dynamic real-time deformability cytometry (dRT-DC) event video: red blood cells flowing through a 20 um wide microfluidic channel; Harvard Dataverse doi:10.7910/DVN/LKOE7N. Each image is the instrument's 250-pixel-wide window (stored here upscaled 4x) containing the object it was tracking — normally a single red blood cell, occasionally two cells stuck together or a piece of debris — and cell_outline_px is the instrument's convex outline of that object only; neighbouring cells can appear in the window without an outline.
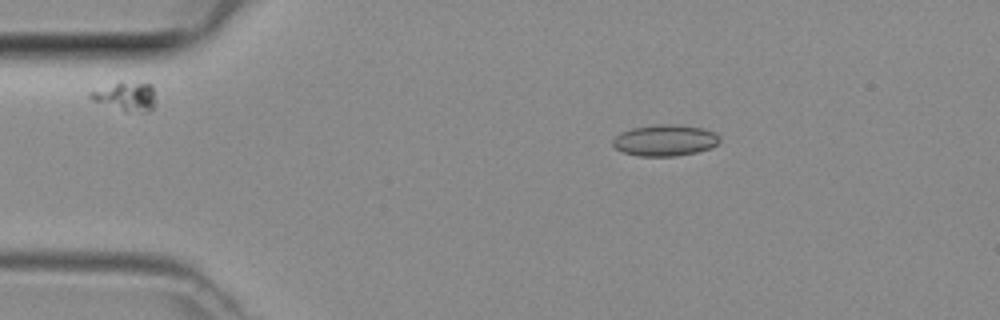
{"species": "common noctule bat (a hibernating species)", "species_latin": "Nyctalus noctula", "temperature_condition": "room temperature", "stored_images_in_passage": 6, "camera_frame_rate_fps": 3000, "um_per_image_px": 0.085, "animal": {"sex": "female", "body_mass_g": 29.2, "forearm_length_mm": 56.3}, "frame": {"image": 1, "passage_image": 3, "time_ms": 0.667, "image_size_px": [1000, 320], "cell_outline_px": [[720, 140], [712, 148], [696, 152], [676, 156], [640, 156], [624, 152], [616, 148], [612, 144], [612, 140], [620, 132], [632, 128], [660, 124], [672, 124], [704, 128], [716, 132], [720, 136]], "centroid_in_image_um": [56.55, 11.92], "position_along_channel_um": 28.5, "area_um2": 19.54}}
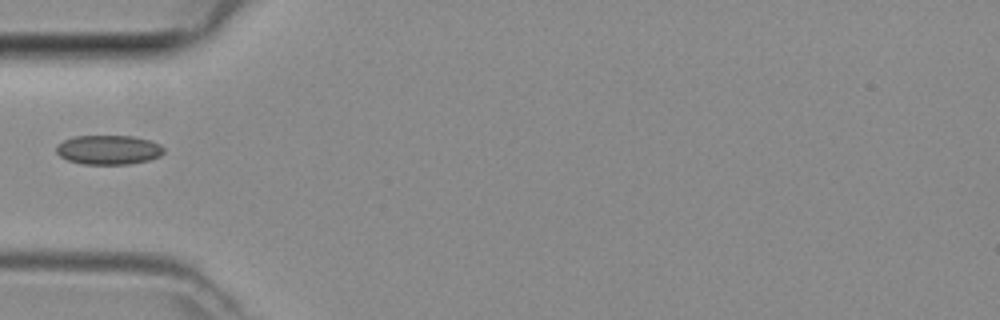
{"frame": {"image": 2, "passage_image": 5, "time_ms": 1.333, "image_size_px": [1000, 320], "cell_outline_px": [[164, 152], [160, 156], [148, 160], [128, 164], [84, 164], [68, 160], [60, 156], [56, 152], [56, 148], [64, 140], [72, 136], [132, 136], [152, 140], [160, 144], [164, 148]], "centroid_in_image_um": [9.25, 12.73], "position_along_channel_um": 75.7, "area_um2": 18.38}}
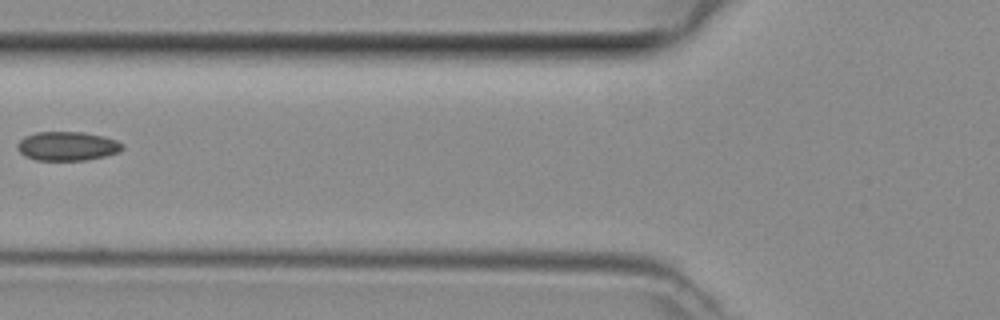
{"frame": {"image": 3, "passage_image": 6, "time_ms": 1.667, "image_size_px": [1000, 320], "cell_outline_px": [[124, 148], [120, 152], [104, 156], [84, 160], [36, 160], [24, 156], [16, 148], [16, 144], [24, 136], [36, 132], [84, 132], [104, 136], [116, 140], [124, 144]], "centroid_in_image_um": [5.72, 12.41], "position_along_channel_um": 120.1, "area_um2": 17.92}}